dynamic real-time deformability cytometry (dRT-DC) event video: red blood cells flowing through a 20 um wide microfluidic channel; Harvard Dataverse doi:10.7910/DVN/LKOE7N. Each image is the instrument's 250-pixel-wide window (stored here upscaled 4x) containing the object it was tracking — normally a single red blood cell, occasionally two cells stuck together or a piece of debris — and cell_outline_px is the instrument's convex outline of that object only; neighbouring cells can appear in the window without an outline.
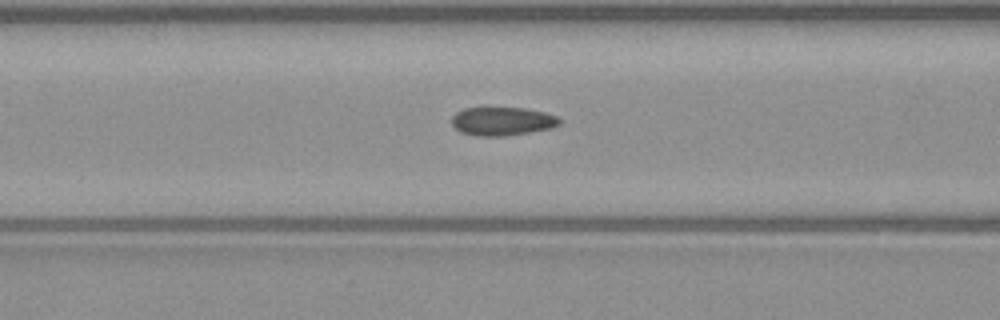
{"species": "common noctule bat (a hibernating species)", "species_latin": "Nyctalus noctula", "temperature_condition": "warm", "stored_images_in_passage": 51, "camera_frame_rate_fps": 3000, "um_per_image_px": 0.085, "animal": {"sex": "male", "body_mass_g": 23.1, "forearm_length_mm": 52.7}, "frame": {"image": 1, "passage_image": 21, "time_ms": 6.667, "image_size_px": [1000, 320], "cell_outline_px": [[560, 124], [552, 128], [504, 136], [476, 136], [460, 132], [452, 124], [452, 116], [456, 112], [464, 108], [484, 104], [488, 104], [524, 108], [544, 112], [556, 116], [560, 120]], "centroid_in_image_um": [42.63, 10.25], "position_along_channel_um": 124.0, "area_um2": 18.73}}
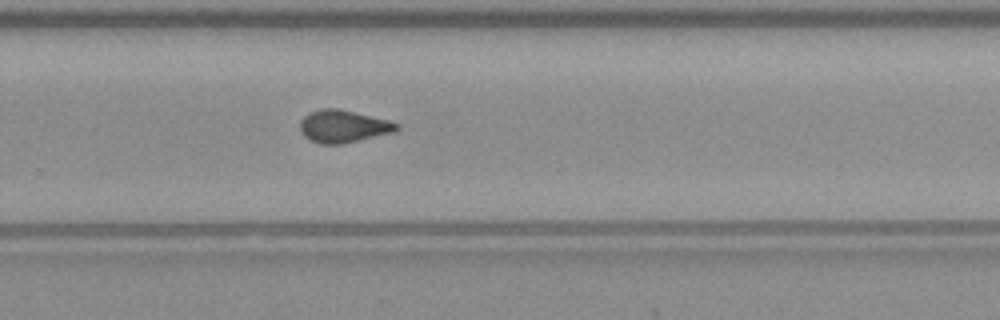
{"frame": {"image": 2, "passage_image": 34, "time_ms": 11.0, "image_size_px": [1000, 320], "cell_outline_px": [[400, 128], [396, 132], [344, 144], [320, 144], [304, 136], [300, 132], [300, 120], [308, 112], [320, 108], [340, 108], [388, 120], [400, 124]], "centroid_in_image_um": [29.19, 10.73], "position_along_channel_um": 300.6, "area_um2": 18.67}}
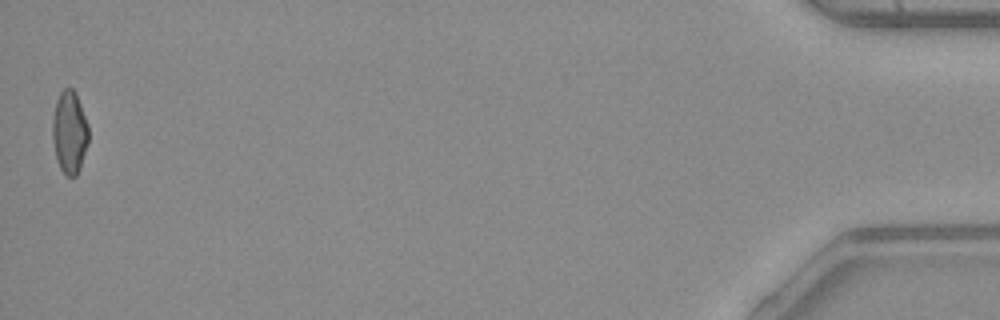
{"frame": {"image": 3, "passage_image": 51, "time_ms": 16.667, "image_size_px": [1000, 320], "cell_outline_px": [[88, 140], [80, 168], [76, 176], [68, 176], [60, 168], [56, 160], [52, 140], [52, 120], [56, 100], [60, 92], [64, 88], [72, 88], [76, 92], [88, 124]], "centroid_in_image_um": [5.89, 11.22], "position_along_channel_um": 429.3, "area_um2": 17.46}, "authors_computed_cell_mechanics": {"area_um2": 18.207, "velocity_mm_per_s": 4.085, "shape_relaxation_time_tau1_ms": null, "shape_relaxation_time_tau2_ms": 1.3609, "deformation_change_tau1": null, "deformation_change_tau2": 0.0691}}